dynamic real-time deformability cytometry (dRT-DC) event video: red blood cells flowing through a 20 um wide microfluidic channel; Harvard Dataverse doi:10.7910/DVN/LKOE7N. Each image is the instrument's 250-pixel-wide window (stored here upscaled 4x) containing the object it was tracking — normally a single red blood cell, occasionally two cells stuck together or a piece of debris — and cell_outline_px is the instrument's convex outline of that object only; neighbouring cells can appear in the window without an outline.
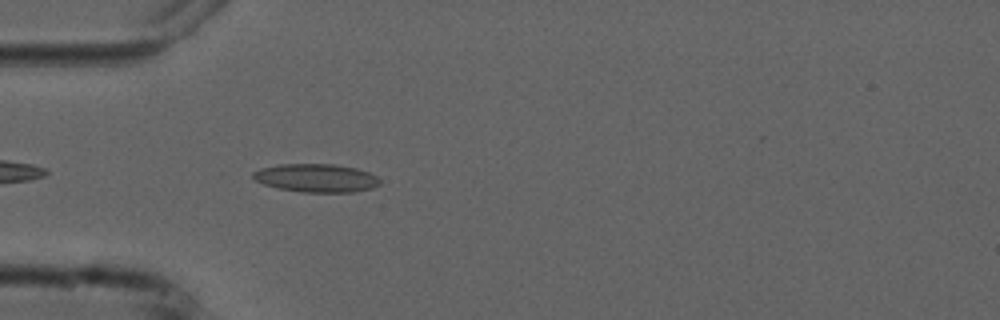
{"species": "common noctule bat (a hibernating species)", "species_latin": "Nyctalus noctula", "temperature_condition": "cold", "stored_images_in_passage": 4, "camera_frame_rate_fps": 3000, "um_per_image_px": 0.085, "animal": {"sex": "male", "forearm_length_mm": 52.5}, "frame": {"image": 1, "passage_image": 4, "time_ms": 4.333, "image_size_px": [1000, 320], "cell_outline_px": [[380, 184], [372, 188], [352, 192], [300, 192], [276, 188], [264, 184], [256, 180], [252, 176], [252, 172], [260, 168], [280, 164], [332, 164], [356, 168], [368, 172], [376, 176], [380, 180]], "centroid_in_image_um": [26.86, 15.13], "position_along_channel_um": 58.1, "area_um2": 20.92}}